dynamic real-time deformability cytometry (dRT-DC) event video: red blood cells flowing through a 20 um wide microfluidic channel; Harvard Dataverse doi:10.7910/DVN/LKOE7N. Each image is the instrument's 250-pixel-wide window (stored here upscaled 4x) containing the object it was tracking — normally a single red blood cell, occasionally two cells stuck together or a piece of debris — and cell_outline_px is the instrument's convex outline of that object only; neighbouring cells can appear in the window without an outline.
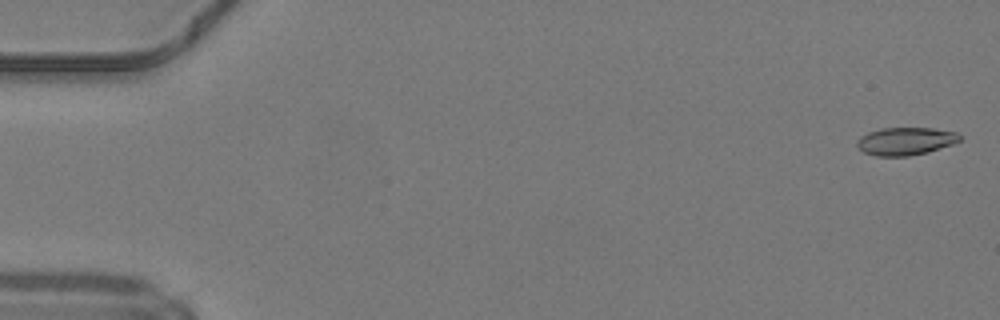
{"species": "common noctule bat (a hibernating species)", "species_latin": "Nyctalus noctula", "temperature_condition": "warm", "stored_images_in_passage": 49, "camera_frame_rate_fps": 3000, "um_per_image_px": 0.085, "animal": {"sex": "male", "body_mass_g": 19.2, "forearm_length_mm": 51.8}, "frame": {"image": 1, "passage_image": 1, "time_ms": 0.0, "image_size_px": [1000, 320], "cell_outline_px": [[960, 140], [952, 144], [928, 152], [908, 156], [876, 156], [864, 152], [856, 144], [856, 140], [860, 136], [868, 132], [880, 128], [932, 128], [956, 132], [960, 136]], "centroid_in_image_um": [76.94, 12.0], "position_along_channel_um": 8.1, "area_um2": 16.59}}
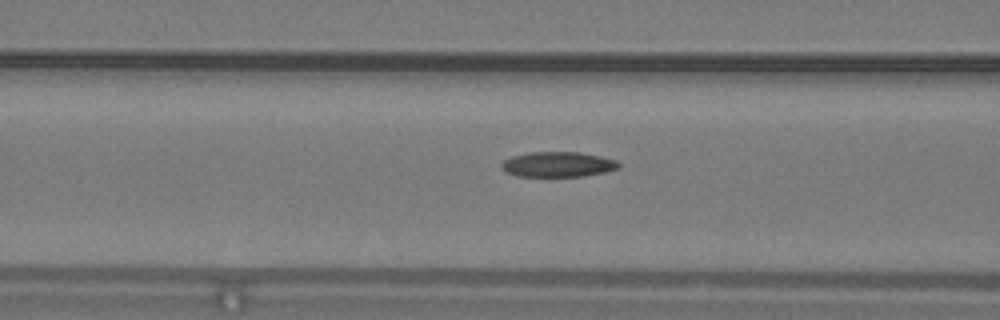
{"frame": {"image": 2, "passage_image": 20, "time_ms": 6.333, "image_size_px": [1000, 320], "cell_outline_px": [[620, 168], [604, 172], [584, 176], [516, 176], [500, 168], [500, 164], [504, 160], [512, 156], [528, 152], [580, 152], [600, 156], [616, 160], [620, 164]], "centroid_in_image_um": [47.41, 13.97], "position_along_channel_um": 119.2, "area_um2": 17.22}}
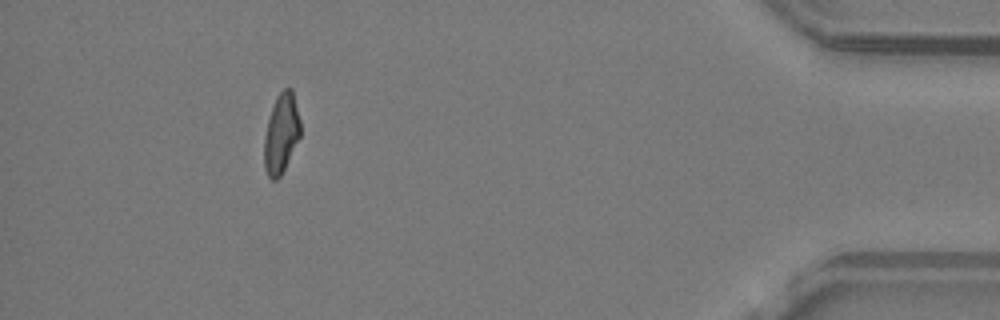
{"frame": {"image": 3, "passage_image": 45, "time_ms": 14.667, "image_size_px": [1000, 320], "cell_outline_px": [[300, 136], [280, 176], [276, 180], [272, 180], [268, 176], [264, 168], [264, 136], [268, 120], [276, 96], [284, 88], [292, 88], [300, 120]], "centroid_in_image_um": [23.89, 11.34], "position_along_channel_um": 411.3, "area_um2": 16.65}, "authors_computed_cell_mechanics": {"area_um2": 17.34, "velocity_mm_per_s": 4.2243, "shape_relaxation_time_tau1_ms": null, "shape_relaxation_time_tau2_ms": 3.2371, "deformation_change_tau1": null, "deformation_change_tau2": 0.1139}}